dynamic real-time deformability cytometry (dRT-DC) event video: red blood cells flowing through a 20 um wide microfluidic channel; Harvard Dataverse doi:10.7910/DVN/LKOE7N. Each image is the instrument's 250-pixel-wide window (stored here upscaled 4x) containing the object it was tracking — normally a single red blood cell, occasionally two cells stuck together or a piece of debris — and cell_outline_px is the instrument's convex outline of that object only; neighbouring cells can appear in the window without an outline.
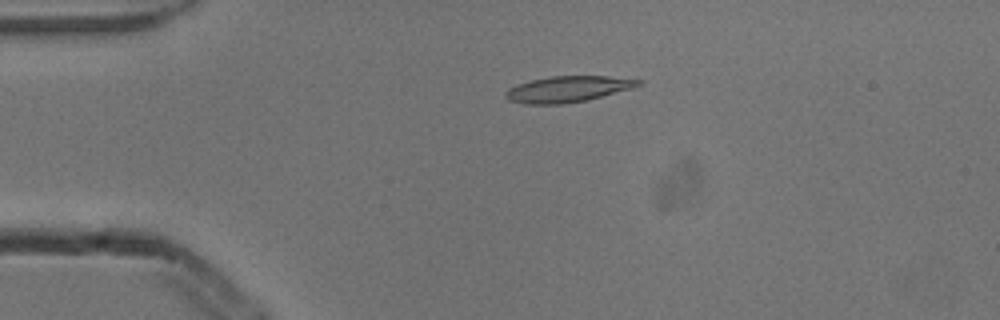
{"species": "common noctule bat (a hibernating species)", "species_latin": "Nyctalus noctula", "temperature_condition": "cold", "stored_images_in_passage": 5, "camera_frame_rate_fps": 3000, "um_per_image_px": 0.085, "animal": {"sex": "male", "body_mass_g": 13.3}, "frame": {"image": 1, "passage_image": 4, "time_ms": 1.0, "image_size_px": [1000, 320], "cell_outline_px": [[644, 84], [632, 88], [588, 100], [564, 104], [524, 104], [508, 100], [504, 96], [504, 92], [508, 88], [516, 84], [532, 80], [552, 76], [608, 76], [644, 80]], "centroid_in_image_um": [48.26, 7.58], "position_along_channel_um": 36.7, "area_um2": 20.35}}